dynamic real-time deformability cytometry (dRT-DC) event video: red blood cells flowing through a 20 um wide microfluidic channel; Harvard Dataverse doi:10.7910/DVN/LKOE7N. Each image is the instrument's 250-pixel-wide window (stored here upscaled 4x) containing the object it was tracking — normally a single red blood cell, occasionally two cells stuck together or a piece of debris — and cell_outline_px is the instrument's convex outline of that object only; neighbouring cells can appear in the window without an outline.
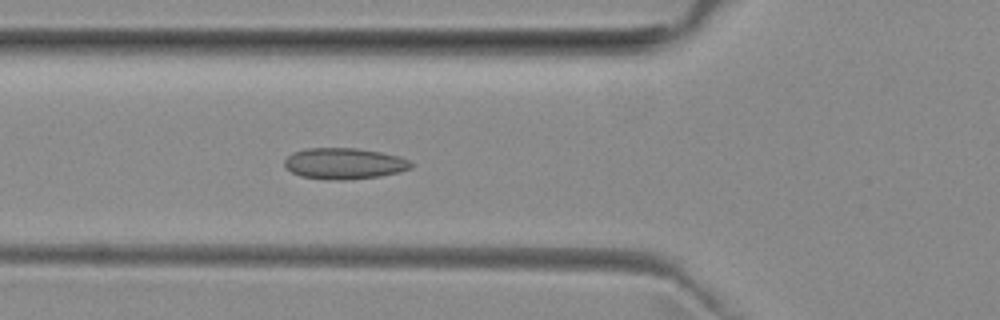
{"species": "common noctule bat (a hibernating species)", "species_latin": "Nyctalus noctula", "temperature_condition": "room temperature", "stored_images_in_passage": 39, "camera_frame_rate_fps": 3000, "um_per_image_px": 0.085, "animal": {"sex": "female", "body_mass_g": 29.2, "forearm_length_mm": 56.3}, "frame": {"image": 1, "passage_image": 18, "time_ms": 5.667, "image_size_px": [1000, 320], "cell_outline_px": [[412, 168], [400, 172], [380, 176], [348, 180], [328, 180], [300, 176], [292, 172], [284, 164], [284, 160], [292, 152], [304, 148], [356, 148], [380, 152], [400, 156], [408, 160], [412, 164]], "centroid_in_image_um": [29.26, 13.9], "position_along_channel_um": 96.5, "area_um2": 23.12}}
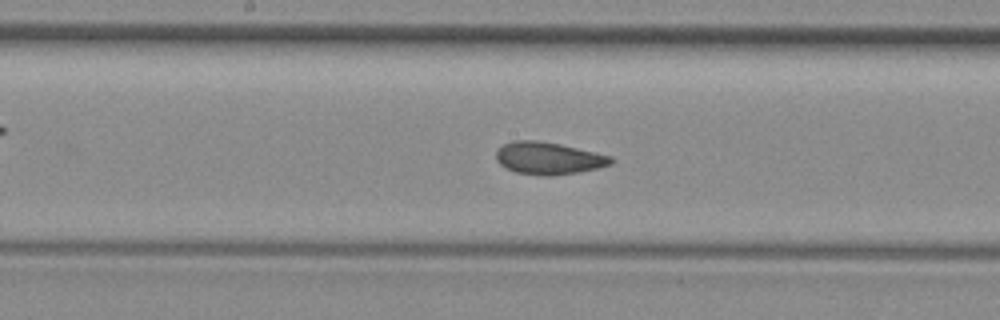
{"frame": {"image": 2, "passage_image": 26, "time_ms": 8.333, "image_size_px": [1000, 320], "cell_outline_px": [[612, 164], [596, 168], [576, 172], [548, 176], [544, 176], [516, 172], [500, 164], [496, 160], [496, 148], [512, 140], [536, 140], [560, 144], [596, 152], [612, 156]], "centroid_in_image_um": [46.59, 13.43], "position_along_channel_um": 201.6, "area_um2": 21.5}}
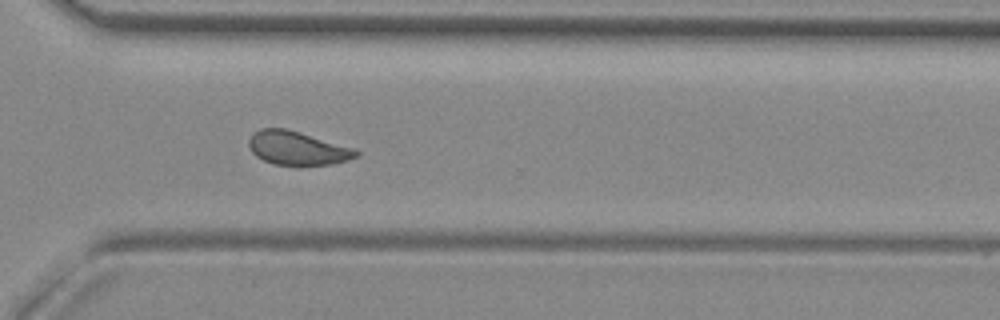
{"frame": {"image": 3, "passage_image": 37, "time_ms": 12.0, "image_size_px": [1000, 320], "cell_outline_px": [[360, 156], [348, 160], [332, 164], [300, 168], [272, 164], [256, 156], [252, 152], [248, 144], [248, 140], [260, 128], [288, 128], [356, 148], [360, 152]], "centroid_in_image_um": [25.34, 12.63], "position_along_channel_um": 345.3, "area_um2": 21.96}, "authors_computed_cell_mechanics": {"area_um2": 21.964, "velocity_mm_per_s": 3.9246, "shape_relaxation_time_tau1_ms": null, "shape_relaxation_time_tau2_ms": 1.4149, "deformation_change_tau1": null, "deformation_change_tau2": 0.0491}}